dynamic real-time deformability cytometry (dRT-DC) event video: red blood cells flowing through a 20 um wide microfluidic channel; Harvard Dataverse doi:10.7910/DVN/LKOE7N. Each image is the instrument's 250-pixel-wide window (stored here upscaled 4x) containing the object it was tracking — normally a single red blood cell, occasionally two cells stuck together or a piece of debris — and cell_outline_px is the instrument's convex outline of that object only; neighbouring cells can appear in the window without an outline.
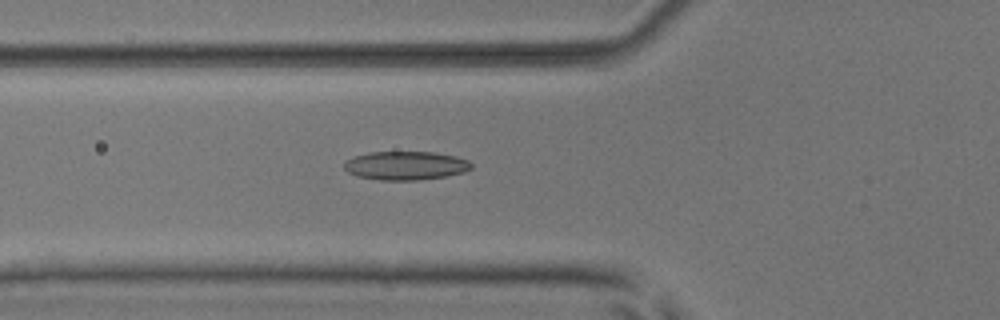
{"species": "common noctule bat (a hibernating species)", "species_latin": "Nyctalus noctula", "temperature_condition": "room temperature", "stored_images_in_passage": 40, "camera_frame_rate_fps": 3000, "um_per_image_px": 0.085, "animal": {"sex": "male", "body_mass_g": 17.9, "forearm_length_mm": 54.2}, "frame": {"image": 1, "passage_image": 20, "time_ms": 6.333, "image_size_px": [1000, 320], "cell_outline_px": [[472, 168], [464, 172], [448, 176], [416, 180], [380, 180], [356, 176], [348, 172], [344, 168], [344, 160], [352, 156], [368, 152], [436, 152], [456, 156], [468, 160], [472, 164]], "centroid_in_image_um": [34.46, 14.07], "position_along_channel_um": 91.3, "area_um2": 21.5}}
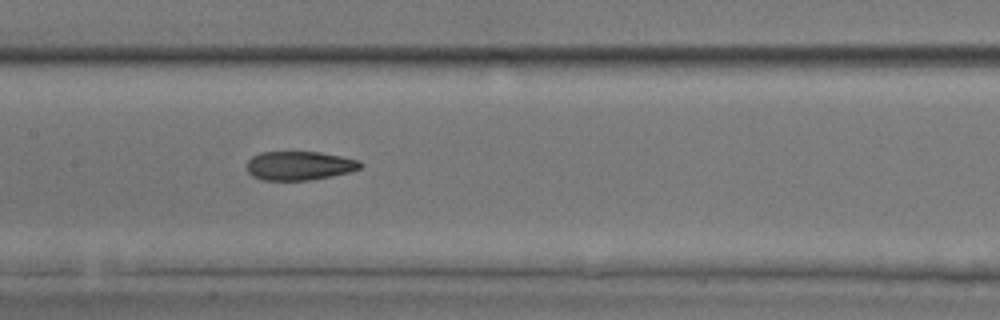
{"frame": {"image": 2, "passage_image": 27, "time_ms": 8.667, "image_size_px": [1000, 320], "cell_outline_px": [[364, 164], [360, 168], [348, 172], [308, 180], [264, 180], [252, 176], [248, 172], [248, 160], [252, 156], [260, 152], [320, 152], [360, 160]], "centroid_in_image_um": [25.44, 14.07], "position_along_channel_um": 182.0, "area_um2": 18.96}}
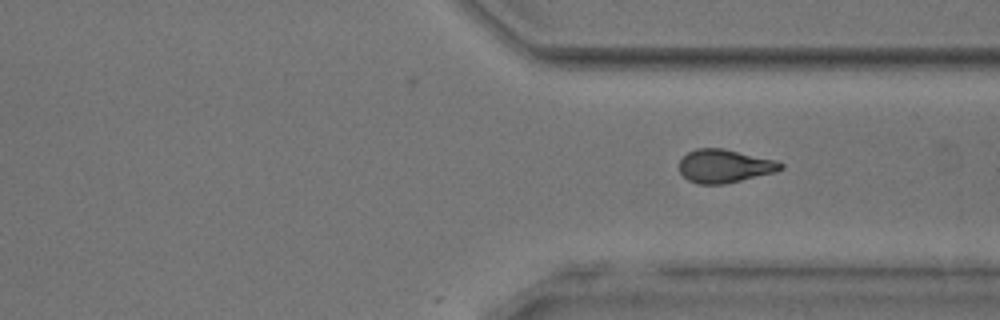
{"frame": {"image": 3, "passage_image": 40, "time_ms": 13.0, "image_size_px": [1000, 320], "cell_outline_px": [[784, 168], [776, 172], [724, 184], [696, 184], [688, 180], [680, 172], [680, 160], [688, 152], [696, 148], [724, 148], [776, 160], [784, 164]], "centroid_in_image_um": [61.6, 14.11], "position_along_channel_um": 349.8, "area_um2": 19.77}}